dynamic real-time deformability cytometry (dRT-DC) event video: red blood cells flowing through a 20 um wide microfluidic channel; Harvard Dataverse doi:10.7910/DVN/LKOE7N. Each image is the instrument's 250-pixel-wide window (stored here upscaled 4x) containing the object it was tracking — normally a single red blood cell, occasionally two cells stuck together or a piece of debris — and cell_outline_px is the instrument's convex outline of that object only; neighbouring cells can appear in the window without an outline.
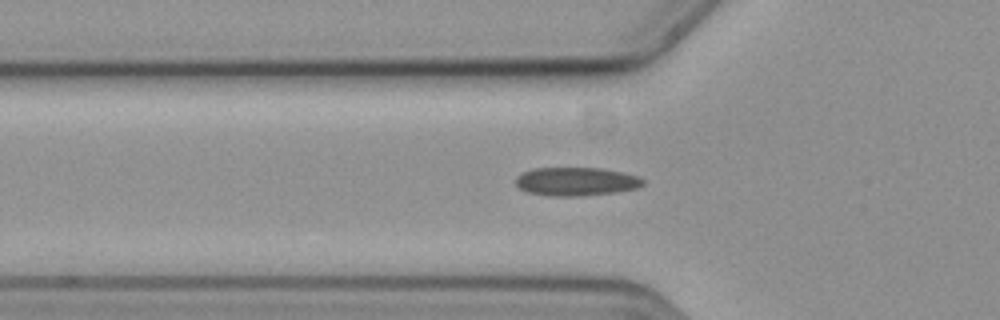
{"species": "common noctule bat (a hibernating species)", "species_latin": "Nyctalus noctula", "temperature_condition": "cold", "stored_images_in_passage": 45, "camera_frame_rate_fps": 3000, "um_per_image_px": 0.085, "animal": {"sex": "female", "body_mass_g": 19.3, "forearm_length_mm": 54.1}, "frame": {"image": 1, "passage_image": 14, "time_ms": 4.333, "image_size_px": [1000, 320], "cell_outline_px": [[644, 184], [636, 188], [616, 192], [580, 196], [548, 196], [528, 192], [520, 188], [516, 184], [516, 176], [532, 168], [600, 168], [620, 172], [636, 176], [644, 180]], "centroid_in_image_um": [48.94, 15.43], "position_along_channel_um": 76.9, "area_um2": 20.98}}
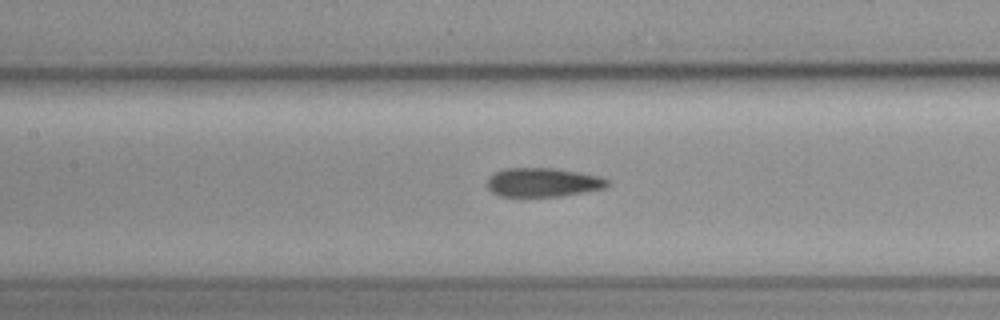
{"frame": {"image": 2, "passage_image": 21, "time_ms": 6.667, "image_size_px": [1000, 320], "cell_outline_px": [[608, 184], [604, 188], [584, 192], [560, 196], [500, 196], [492, 192], [488, 188], [488, 176], [504, 168], [556, 168], [600, 176], [608, 180]], "centroid_in_image_um": [46.13, 15.49], "position_along_channel_um": 161.3, "area_um2": 20.17}}
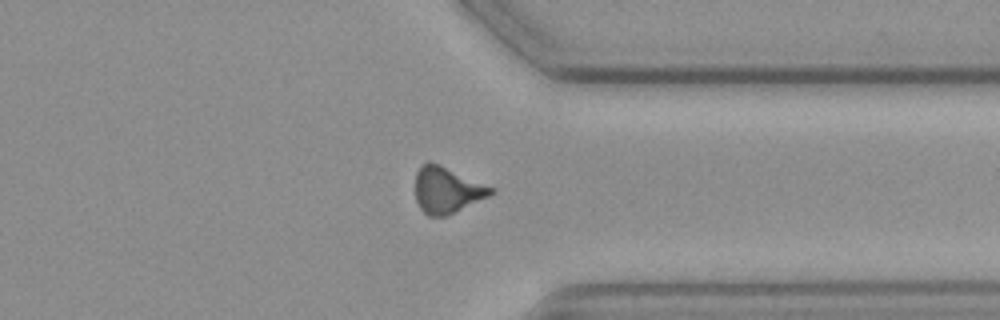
{"frame": {"image": 3, "passage_image": 39, "time_ms": 12.667, "image_size_px": [1000, 320], "cell_outline_px": [[496, 192], [448, 216], [428, 216], [420, 208], [416, 200], [416, 172], [420, 164], [428, 160], [440, 164], [496, 188]], "centroid_in_image_um": [37.99, 16.13], "position_along_channel_um": 373.4, "area_um2": 20.63}}